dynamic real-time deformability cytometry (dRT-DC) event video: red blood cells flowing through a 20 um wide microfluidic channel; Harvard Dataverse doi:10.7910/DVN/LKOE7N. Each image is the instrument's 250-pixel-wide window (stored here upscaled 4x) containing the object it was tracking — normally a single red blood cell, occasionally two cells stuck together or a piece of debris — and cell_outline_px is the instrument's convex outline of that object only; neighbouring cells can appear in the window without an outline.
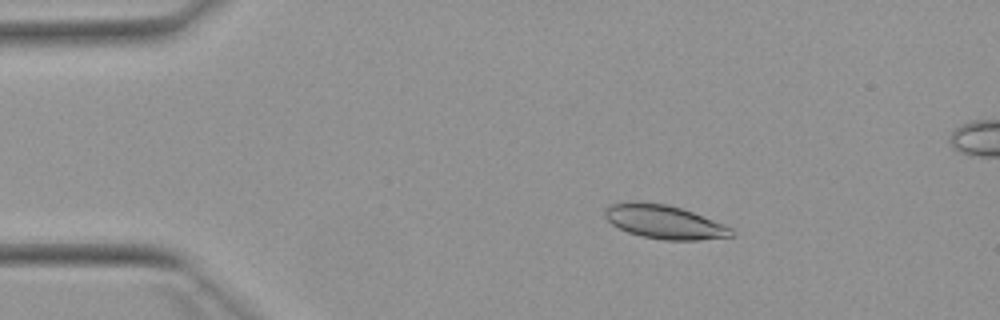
{"species": "Egyptian fruit bat (a non-hibernating species)", "species_latin": "Rousettus aegyptiacus", "temperature_condition": "warm", "stored_images_in_passage": 51, "camera_frame_rate_fps": 3000, "um_per_image_px": 0.085, "animal": {"sex": "female"}, "frame": {"image": 1, "passage_image": 7, "time_ms": 2.0, "image_size_px": [1000, 320], "cell_outline_px": [[736, 236], [700, 240], [664, 240], [640, 236], [628, 232], [612, 224], [604, 216], [604, 208], [608, 204], [632, 200], [640, 200], [668, 204], [692, 212], [724, 224], [732, 228]], "centroid_in_image_um": [56.44, 18.84], "position_along_channel_um": 28.6, "area_um2": 25.32}}
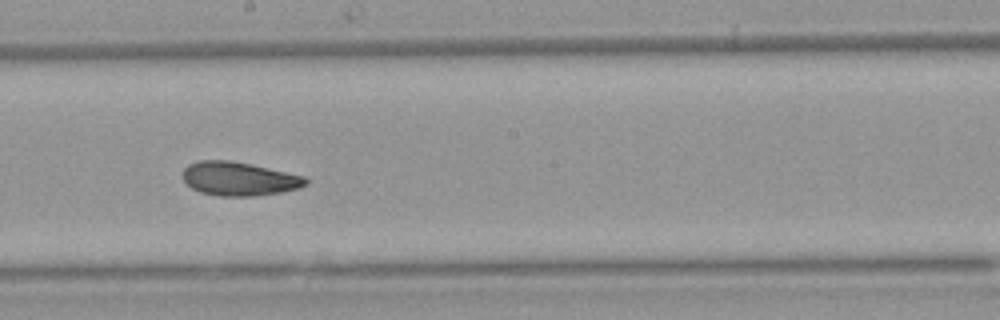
{"frame": {"image": 2, "passage_image": 27, "time_ms": 8.667, "image_size_px": [1000, 320], "cell_outline_px": [[308, 184], [300, 188], [280, 192], [256, 196], [220, 196], [200, 192], [184, 184], [180, 176], [184, 168], [188, 164], [200, 160], [228, 160], [252, 164], [304, 176], [308, 180]], "centroid_in_image_um": [20.27, 15.19], "position_along_channel_um": 227.9, "area_um2": 24.51}}
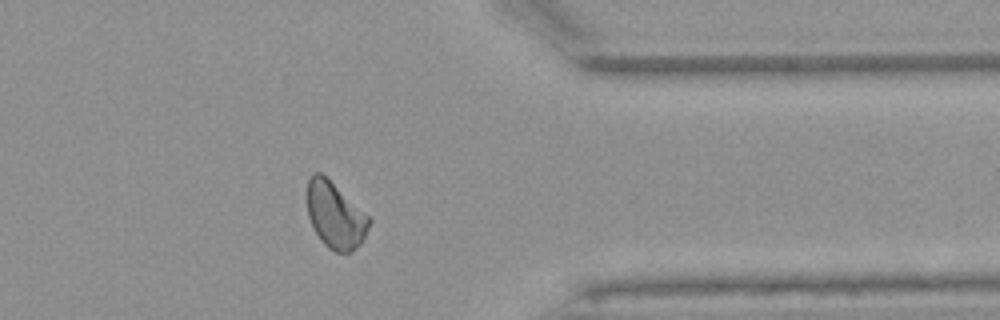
{"frame": {"image": 3, "passage_image": 40, "time_ms": 13.0, "image_size_px": [1000, 320], "cell_outline_px": [[372, 220], [364, 240], [352, 252], [336, 252], [328, 248], [320, 240], [308, 216], [308, 180], [312, 172], [320, 172], [368, 216]], "centroid_in_image_um": [28.5, 18.34], "position_along_channel_um": 382.9, "area_um2": 23.47}, "authors_computed_cell_mechanics": {"area_um2": 24.276, "velocity_mm_per_s": 3.8762, "shape_relaxation_time_tau1_ms": 5.7027, "shape_relaxation_time_tau2_ms": 4.3564, "deformation_change_tau1": 0.1509, "deformation_change_tau2": 0.0708}}